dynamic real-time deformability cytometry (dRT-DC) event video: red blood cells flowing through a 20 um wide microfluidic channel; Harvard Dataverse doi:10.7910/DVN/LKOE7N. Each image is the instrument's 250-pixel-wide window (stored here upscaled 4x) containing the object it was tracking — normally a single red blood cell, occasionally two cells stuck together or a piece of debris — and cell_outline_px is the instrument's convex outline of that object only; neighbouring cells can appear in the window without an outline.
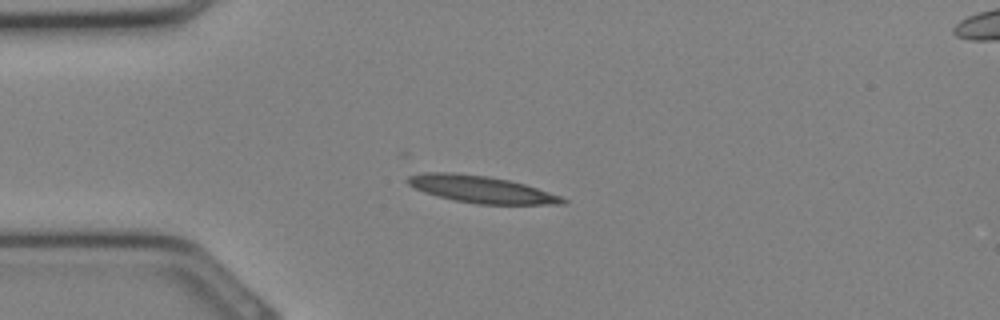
{"species": "Egyptian fruit bat (a non-hibernating species)", "species_latin": "Rousettus aegyptiacus", "temperature_condition": "cold", "stored_images_in_passage": 33, "camera_frame_rate_fps": 3000, "um_per_image_px": 0.085, "animal": {"sex": "female"}, "frame": {"image": 1, "passage_image": 9, "time_ms": 2.667, "image_size_px": [1000, 320], "cell_outline_px": [[568, 200], [564, 204], [476, 204], [456, 200], [424, 192], [408, 184], [404, 180], [408, 176], [424, 172], [448, 172], [488, 176], [508, 180], [524, 184], [560, 196]], "centroid_in_image_um": [40.87, 16.08], "position_along_channel_um": 44.1, "area_um2": 24.04}}
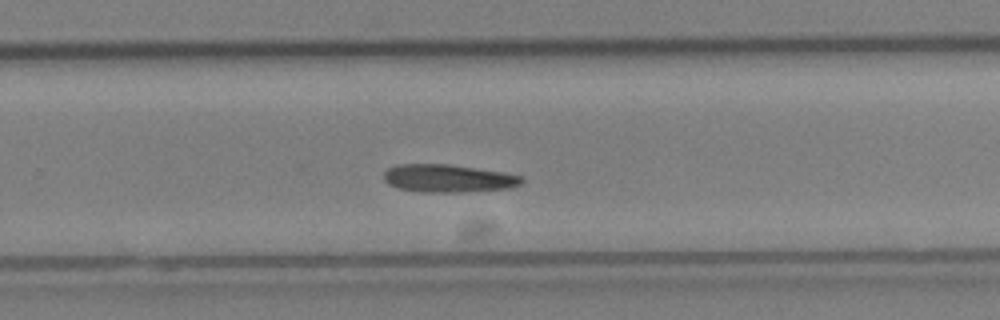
{"frame": {"image": 2, "passage_image": 22, "time_ms": 7.0, "image_size_px": [1000, 320], "cell_outline_px": [[524, 180], [520, 184], [508, 188], [464, 192], [420, 192], [400, 188], [388, 184], [384, 180], [384, 172], [388, 168], [396, 164], [448, 164], [504, 172], [524, 176]], "centroid_in_image_um": [38.1, 15.15], "position_along_channel_um": 291.7, "area_um2": 22.43}}
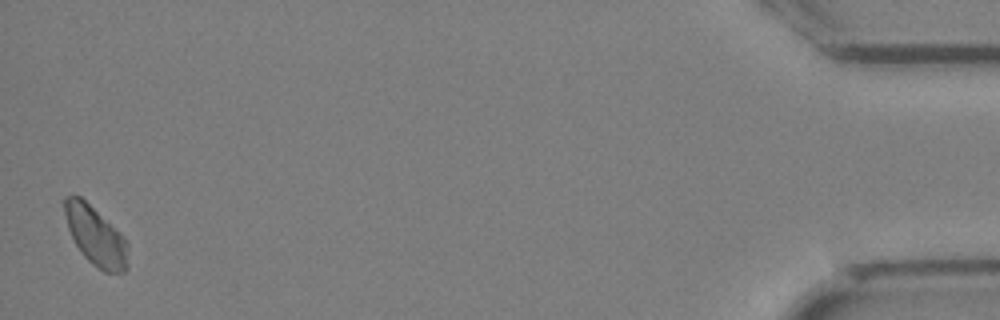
{"frame": {"image": 3, "passage_image": 33, "time_ms": 10.667, "image_size_px": [1000, 320], "cell_outline_px": [[128, 268], [124, 272], [104, 272], [92, 264], [84, 256], [76, 244], [68, 228], [60, 200], [72, 192], [80, 196], [124, 236], [128, 244]], "centroid_in_image_um": [8.1, 20.02], "position_along_channel_um": 427.1, "area_um2": 22.02}}